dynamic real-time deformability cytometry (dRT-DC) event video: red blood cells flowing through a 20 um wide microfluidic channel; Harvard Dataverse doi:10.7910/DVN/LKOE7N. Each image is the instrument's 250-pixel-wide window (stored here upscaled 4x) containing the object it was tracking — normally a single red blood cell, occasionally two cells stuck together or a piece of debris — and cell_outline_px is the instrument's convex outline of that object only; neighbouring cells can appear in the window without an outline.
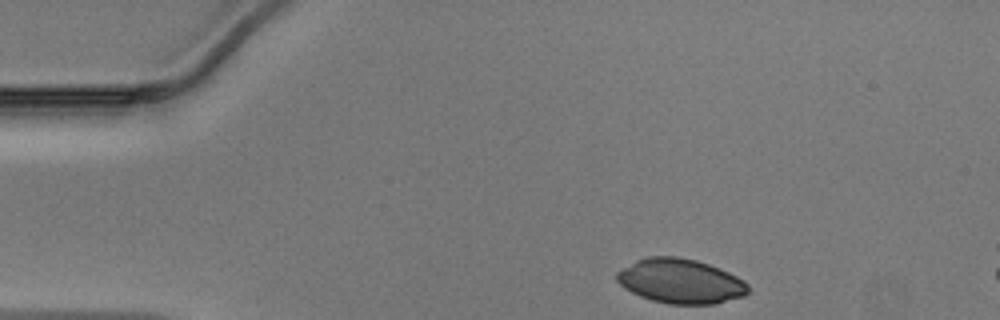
{"species": "Egyptian fruit bat (a non-hibernating species)", "species_latin": "Rousettus aegyptiacus", "temperature_condition": "warm", "stored_images_in_passage": 6, "camera_frame_rate_fps": 3000, "um_per_image_px": 0.085, "animal": {"sex": "male"}, "frame": {"image": 1, "passage_image": 1, "time_ms": 0.0, "image_size_px": [1000, 320], "cell_outline_px": [[748, 292], [744, 296], [712, 304], [668, 304], [652, 300], [640, 296], [624, 288], [616, 280], [616, 272], [636, 260], [648, 256], [676, 256], [696, 260], [708, 264], [728, 272], [744, 280], [748, 284]], "centroid_in_image_um": [57.82, 23.89], "position_along_channel_um": 27.2, "area_um2": 34.04}}